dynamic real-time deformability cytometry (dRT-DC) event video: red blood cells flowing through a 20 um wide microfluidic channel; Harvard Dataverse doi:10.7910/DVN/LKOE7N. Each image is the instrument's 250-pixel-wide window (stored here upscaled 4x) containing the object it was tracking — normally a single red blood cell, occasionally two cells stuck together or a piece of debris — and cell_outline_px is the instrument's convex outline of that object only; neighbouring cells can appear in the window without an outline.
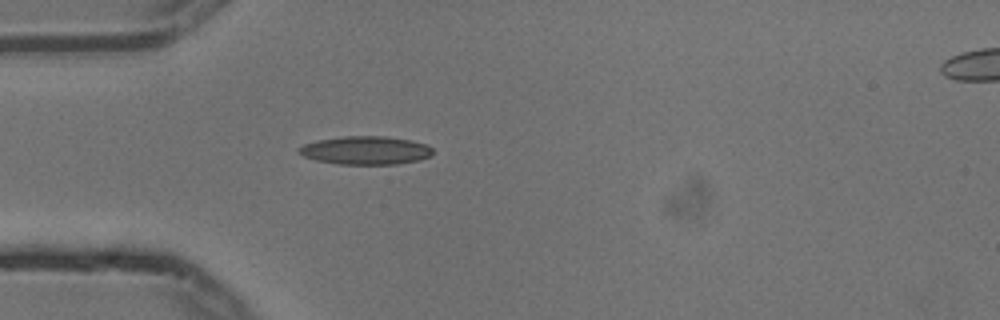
{"species": "common noctule bat (a hibernating species)", "species_latin": "Nyctalus noctula", "temperature_condition": "cold", "stored_images_in_passage": 2, "camera_frame_rate_fps": 3000, "um_per_image_px": 0.085, "animal": {"sex": "male", "body_mass_g": 13.3}, "frame": {"image": 1, "passage_image": 2, "time_ms": 0.333, "image_size_px": [1000, 320], "cell_outline_px": [[432, 156], [420, 160], [396, 164], [336, 164], [316, 160], [304, 156], [296, 152], [296, 148], [304, 144], [320, 140], [344, 136], [380, 136], [408, 140], [424, 144], [432, 148]], "centroid_in_image_um": [31.04, 12.79], "position_along_channel_um": 54.0, "area_um2": 21.96}}